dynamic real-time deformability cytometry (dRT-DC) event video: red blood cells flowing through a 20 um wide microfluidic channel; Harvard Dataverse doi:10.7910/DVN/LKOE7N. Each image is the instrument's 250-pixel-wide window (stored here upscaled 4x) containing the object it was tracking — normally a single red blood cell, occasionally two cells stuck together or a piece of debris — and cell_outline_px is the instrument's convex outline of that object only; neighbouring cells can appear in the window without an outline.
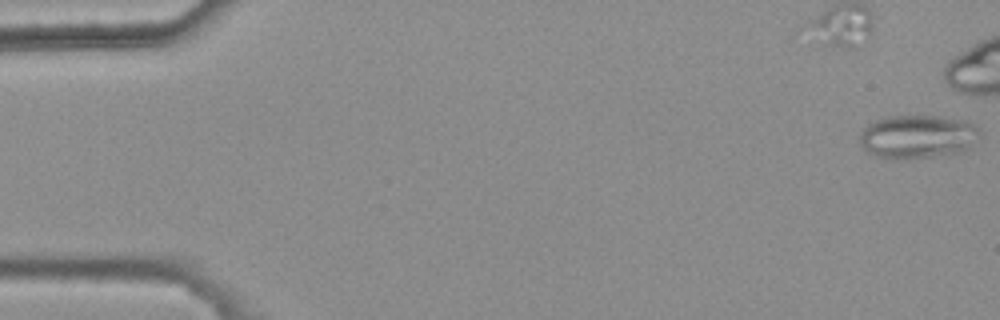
{"species": "common noctule bat (a hibernating species)", "species_latin": "Nyctalus noctula", "temperature_condition": "warm", "stored_images_in_passage": 49, "camera_frame_rate_fps": 3000, "um_per_image_px": 0.085, "animal": {"sex": "female", "body_mass_g": 25.1}, "frame": {"image": 1, "passage_image": 1, "time_ms": 0.0, "image_size_px": [1000, 320], "cell_outline_px": [[980, 136], [972, 148], [960, 152], [932, 156], [876, 156], [868, 152], [860, 144], [860, 132], [868, 124], [876, 120], [888, 116], [944, 116], [968, 120], [976, 124], [980, 132]], "centroid_in_image_um": [78.09, 11.56], "position_along_channel_um": 6.9, "area_um2": 30.11}}
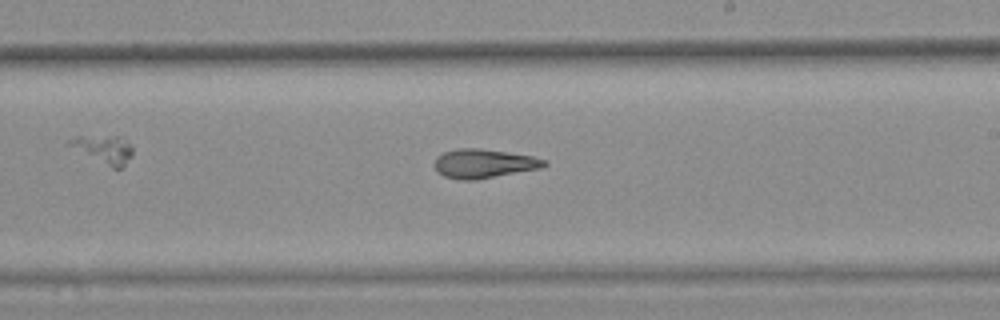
{"frame": {"image": 2, "passage_image": 32, "time_ms": 10.333, "image_size_px": [1000, 320], "cell_outline_px": [[548, 164], [540, 168], [476, 180], [460, 180], [444, 176], [436, 172], [436, 156], [444, 152], [456, 148], [480, 148], [532, 156], [548, 160]], "centroid_in_image_um": [41.12, 13.9], "position_along_channel_um": 247.9, "area_um2": 18.55}}
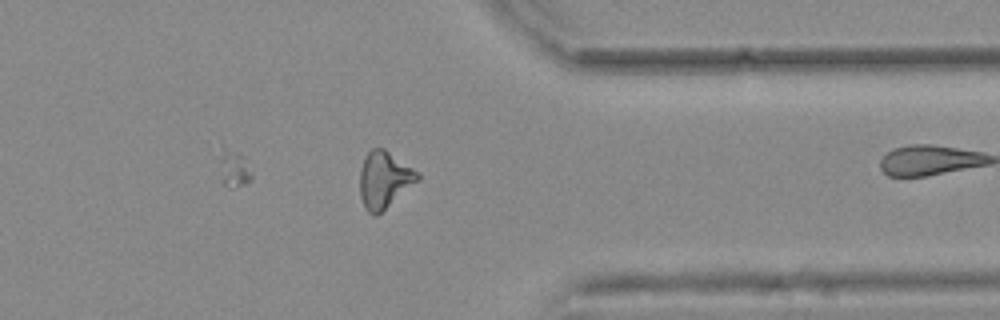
{"frame": {"image": 3, "passage_image": 43, "time_ms": 14.0, "image_size_px": [1000, 320], "cell_outline_px": [[420, 180], [376, 216], [368, 212], [364, 208], [360, 196], [360, 172], [364, 156], [372, 148], [384, 148], [420, 172]], "centroid_in_image_um": [32.68, 15.27], "position_along_channel_um": 378.7, "area_um2": 19.25}}